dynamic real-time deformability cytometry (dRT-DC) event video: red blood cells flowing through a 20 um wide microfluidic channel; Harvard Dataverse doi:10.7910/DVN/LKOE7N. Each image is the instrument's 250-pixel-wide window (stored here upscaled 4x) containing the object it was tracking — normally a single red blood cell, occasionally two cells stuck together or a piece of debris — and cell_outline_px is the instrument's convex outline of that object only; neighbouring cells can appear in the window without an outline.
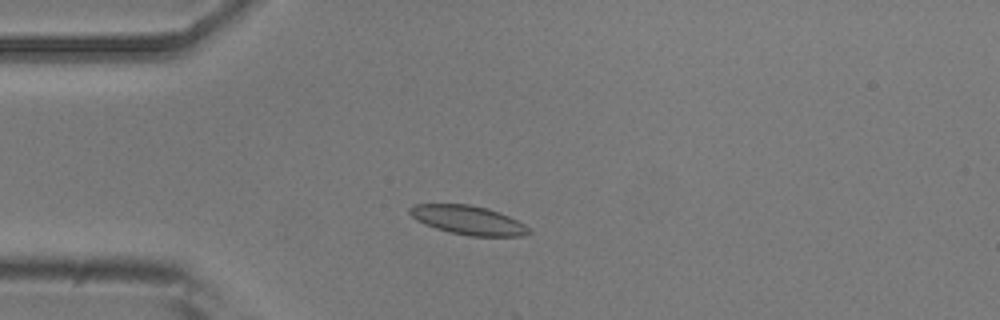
{"species": "common noctule bat (a hibernating species)", "species_latin": "Nyctalus noctula", "temperature_condition": "room temperature", "stored_images_in_passage": 3, "camera_frame_rate_fps": 3000, "um_per_image_px": 0.085, "animal": {"sex": "male", "body_mass_g": 20.5, "forearm_length_mm": 52.5}, "frame": {"image": 1, "passage_image": 1, "time_ms": 0.0, "image_size_px": [1000, 320], "cell_outline_px": [[532, 232], [520, 236], [472, 236], [448, 232], [424, 224], [416, 220], [408, 212], [408, 208], [412, 204], [468, 204], [488, 208], [508, 216], [524, 224]], "centroid_in_image_um": [39.74, 18.7], "position_along_channel_um": 45.3, "area_um2": 20.06}}